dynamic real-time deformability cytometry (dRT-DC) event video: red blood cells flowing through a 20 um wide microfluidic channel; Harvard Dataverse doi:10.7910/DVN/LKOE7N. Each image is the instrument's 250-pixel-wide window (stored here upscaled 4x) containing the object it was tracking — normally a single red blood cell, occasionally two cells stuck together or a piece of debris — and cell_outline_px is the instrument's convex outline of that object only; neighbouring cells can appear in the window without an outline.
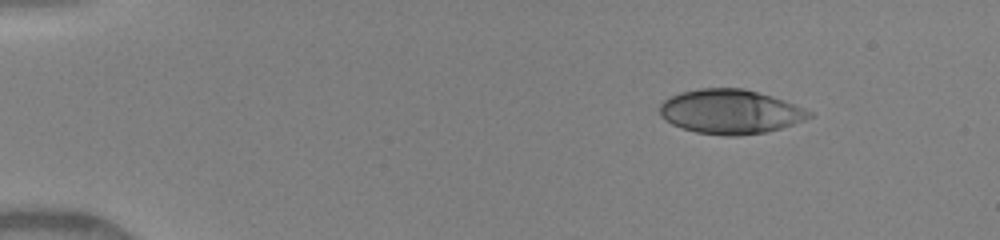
{"species": "human", "species_latin": "Homo sapiens", "temperature_condition": "warm", "stored_images_in_passage": 19, "camera_frame_rate_fps": 3000, "um_per_image_px": 0.085, "donor": {"sex": "female"}, "frame": {"image": 1, "passage_image": 1, "time_ms": 0.0, "image_size_px": [1000, 240], "cell_outline_px": [[812, 116], [804, 120], [780, 128], [764, 132], [740, 136], [724, 136], [696, 132], [680, 128], [664, 120], [660, 116], [660, 104], [664, 100], [680, 92], [700, 88], [744, 88], [772, 96], [784, 100], [812, 112]], "centroid_in_image_um": [62.04, 9.49], "position_along_channel_um": 23.0, "area_um2": 38.61}}
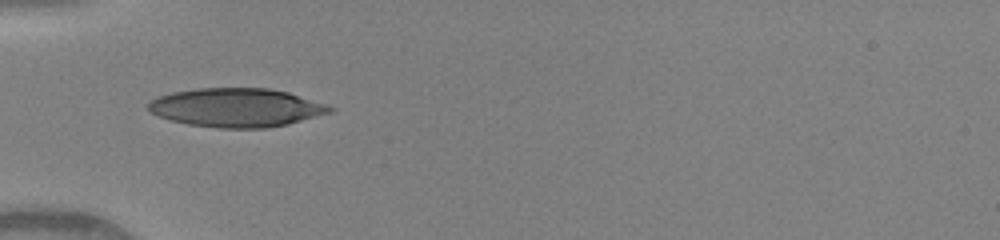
{"frame": {"image": 2, "passage_image": 9, "time_ms": 3.333, "image_size_px": [1000, 240], "cell_outline_px": [[336, 108], [332, 112], [288, 124], [264, 128], [220, 128], [188, 124], [172, 120], [148, 112], [144, 108], [156, 96], [172, 92], [196, 88], [268, 88], [288, 92], [328, 104]], "centroid_in_image_um": [20.09, 9.14], "position_along_channel_um": 64.9, "area_um2": 41.21}}
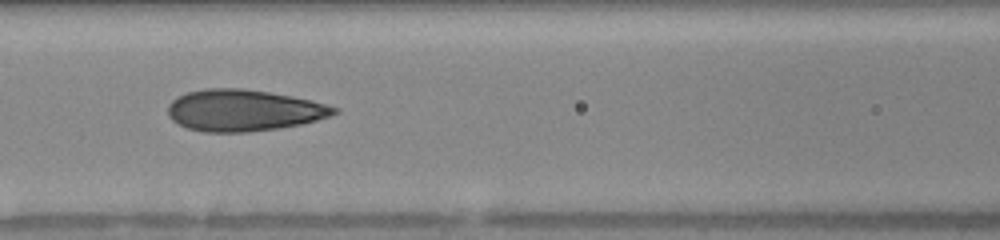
{"frame": {"image": 3, "passage_image": 14, "time_ms": 5.333, "image_size_px": [1000, 240], "cell_outline_px": [[340, 112], [332, 116], [300, 124], [280, 128], [248, 132], [204, 132], [188, 128], [172, 120], [168, 116], [168, 104], [176, 96], [188, 92], [204, 88], [244, 88], [292, 96], [312, 100], [340, 108]], "centroid_in_image_um": [20.72, 9.37], "position_along_channel_um": 145.9, "area_um2": 40.46}}